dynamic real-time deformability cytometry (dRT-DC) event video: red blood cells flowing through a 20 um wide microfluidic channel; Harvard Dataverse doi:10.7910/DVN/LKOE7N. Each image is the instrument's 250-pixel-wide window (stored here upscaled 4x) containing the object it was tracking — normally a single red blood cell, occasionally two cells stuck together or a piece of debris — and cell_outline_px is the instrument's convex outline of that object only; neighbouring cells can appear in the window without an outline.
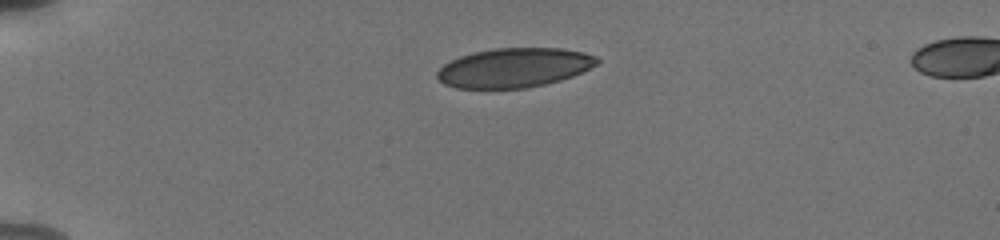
{"species": "human", "species_latin": "Homo sapiens", "temperature_condition": "cold", "stored_images_in_passage": 42, "camera_frame_rate_fps": 3000, "um_per_image_px": 0.085, "donor": {"sex": "male"}, "frame": {"image": 1, "passage_image": 1, "time_ms": 0.0, "image_size_px": [1000, 240], "cell_outline_px": [[600, 60], [596, 64], [572, 76], [560, 80], [544, 84], [524, 88], [456, 88], [444, 84], [436, 76], [436, 72], [444, 64], [460, 56], [476, 52], [496, 48], [560, 48], [584, 52], [596, 56]], "centroid_in_image_um": [43.69, 5.75], "position_along_channel_um": 41.3, "area_um2": 36.36}}
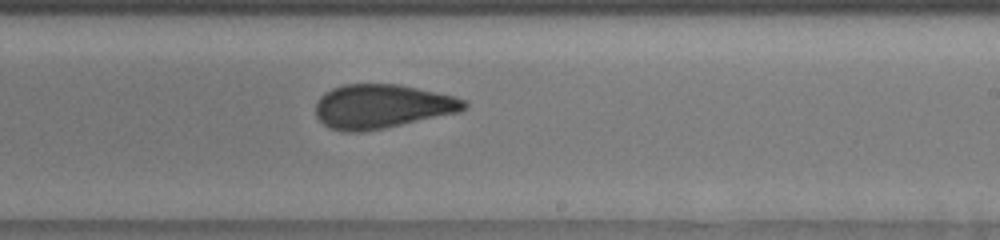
{"frame": {"image": 2, "passage_image": 22, "time_ms": 7.0, "image_size_px": [1000, 240], "cell_outline_px": [[468, 104], [460, 112], [384, 128], [364, 132], [344, 132], [328, 128], [316, 116], [316, 100], [324, 92], [332, 88], [344, 84], [400, 84], [456, 96], [464, 100]], "centroid_in_image_um": [32.44, 9.04], "position_along_channel_um": 256.6, "area_um2": 38.38}}
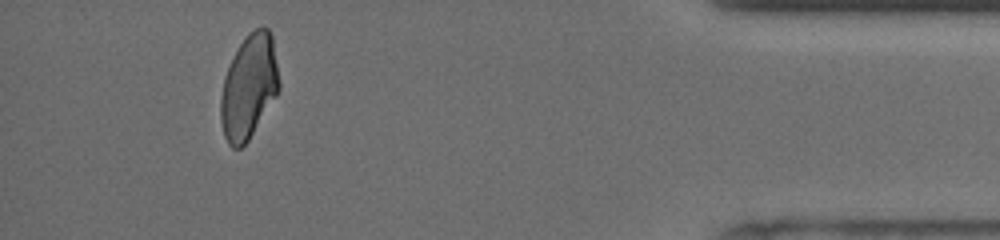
{"frame": {"image": 3, "passage_image": 38, "time_ms": 12.333, "image_size_px": [1000, 240], "cell_outline_px": [[280, 88], [276, 96], [248, 140], [240, 148], [232, 148], [228, 144], [224, 136], [220, 120], [220, 100], [224, 76], [240, 44], [248, 32], [256, 28], [268, 28], [272, 36], [280, 84]], "centroid_in_image_um": [21.15, 7.39], "position_along_channel_um": 414.1, "area_um2": 35.14}, "authors_computed_cell_mechanics": {"area_um2": 38.0324, "velocity_mm_per_s": 3.8047, "shape_relaxation_time_tau1_ms": 10.8997, "shape_relaxation_time_tau2_ms": 1.3417, "deformation_change_tau1": 0.219, "deformation_change_tau2": 0.0647}}